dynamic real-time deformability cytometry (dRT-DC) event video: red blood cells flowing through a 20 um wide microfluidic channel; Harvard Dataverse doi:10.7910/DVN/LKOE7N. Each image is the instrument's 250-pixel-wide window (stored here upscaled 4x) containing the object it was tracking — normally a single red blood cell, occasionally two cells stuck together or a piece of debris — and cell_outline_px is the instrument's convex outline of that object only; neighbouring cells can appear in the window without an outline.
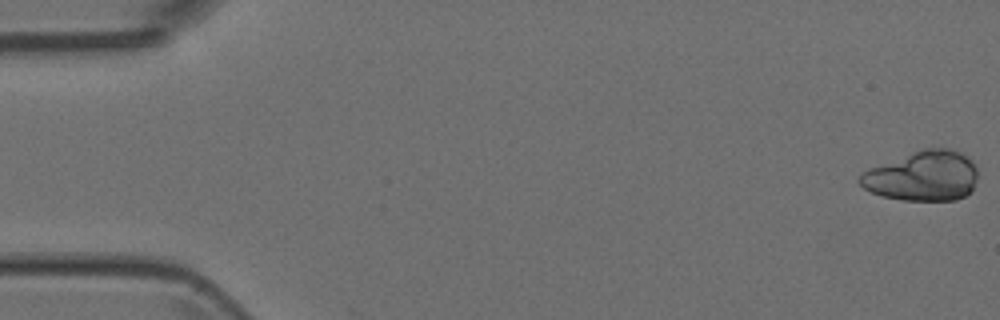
{"species": "Egyptian fruit bat (a non-hibernating species)", "species_latin": "Rousettus aegyptiacus", "temperature_condition": "room temperature", "stored_images_in_passage": 51, "camera_frame_rate_fps": 3000, "um_per_image_px": 0.085, "animal": {"sex": "female"}, "frame": {"image": 1, "passage_image": 1, "time_ms": 0.0, "image_size_px": [1000, 320], "cell_outline_px": [[976, 180], [972, 188], [964, 196], [956, 200], [904, 200], [880, 196], [864, 188], [856, 180], [860, 172], [868, 168], [924, 148], [948, 148], [960, 152], [972, 160], [976, 168]], "centroid_in_image_um": [78.38, 14.96], "position_along_channel_um": 6.6, "area_um2": 34.39}}